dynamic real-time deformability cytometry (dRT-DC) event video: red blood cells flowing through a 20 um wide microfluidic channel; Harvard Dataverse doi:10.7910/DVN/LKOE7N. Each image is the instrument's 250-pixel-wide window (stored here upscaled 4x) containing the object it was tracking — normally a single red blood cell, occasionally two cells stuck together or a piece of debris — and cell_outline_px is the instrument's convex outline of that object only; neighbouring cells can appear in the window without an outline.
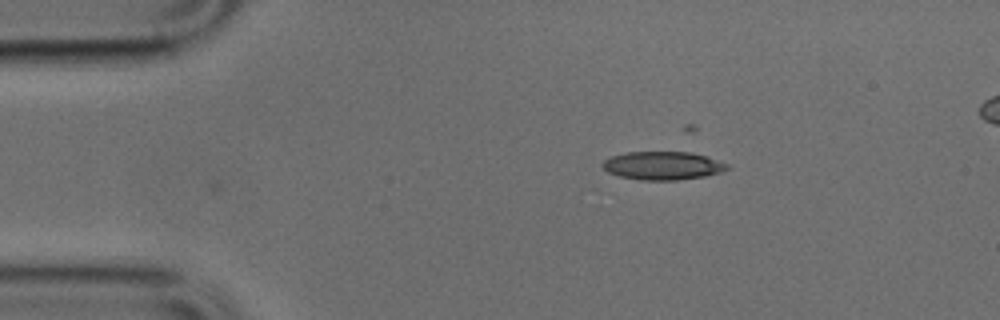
{"species": "common noctule bat (a hibernating species)", "species_latin": "Nyctalus noctula", "temperature_condition": "cold", "stored_images_in_passage": 9, "camera_frame_rate_fps": 3000, "um_per_image_px": 0.085, "animal": {"sex": "male", "body_mass_g": 17.9, "forearm_length_mm": 54.2}, "frame": {"image": 1, "passage_image": 9, "time_ms": 2.667, "image_size_px": [1000, 320], "cell_outline_px": [[728, 168], [720, 172], [704, 176], [676, 180], [640, 180], [620, 176], [608, 172], [604, 168], [604, 160], [612, 156], [628, 152], [692, 152], [728, 164]], "centroid_in_image_um": [56.32, 14.08], "position_along_channel_um": 28.7, "area_um2": 20.17}}